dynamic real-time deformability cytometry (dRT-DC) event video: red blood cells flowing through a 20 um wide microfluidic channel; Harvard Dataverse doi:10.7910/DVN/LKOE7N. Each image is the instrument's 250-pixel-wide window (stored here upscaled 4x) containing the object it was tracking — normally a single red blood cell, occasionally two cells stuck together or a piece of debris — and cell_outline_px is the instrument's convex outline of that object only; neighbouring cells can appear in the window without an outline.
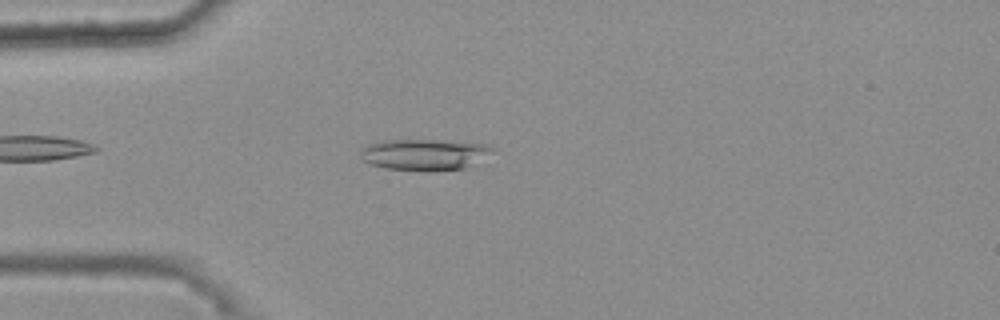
{"species": "common noctule bat (a hibernating species)", "species_latin": "Nyctalus noctula", "temperature_condition": "warm", "stored_images_in_passage": 39, "camera_frame_rate_fps": 3000, "um_per_image_px": 0.085, "animal": {"sex": "female", "body_mass_g": 25.1}, "frame": {"image": 1, "passage_image": 8, "time_ms": 2.333, "image_size_px": [1000, 320], "cell_outline_px": [[492, 152], [464, 168], [432, 172], [384, 168], [372, 164], [364, 160], [360, 156], [360, 152], [368, 144], [380, 140], [436, 140], [484, 144], [492, 148]], "centroid_in_image_um": [36.01, 13.14], "position_along_channel_um": 49.0, "area_um2": 23.76}}
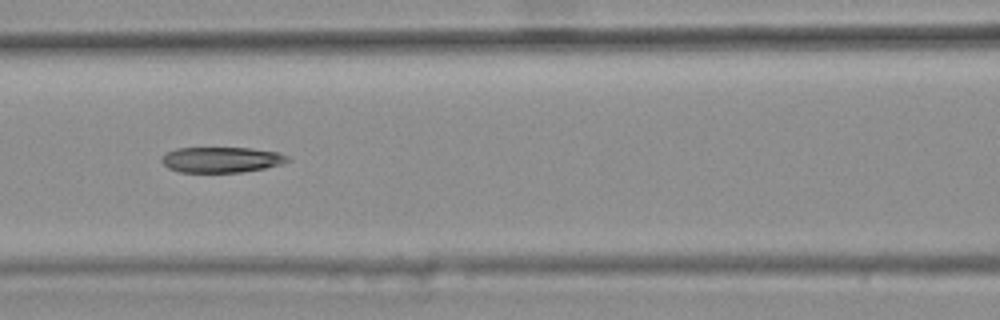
{"frame": {"image": 2, "passage_image": 17, "time_ms": 5.333, "image_size_px": [1000, 320], "cell_outline_px": [[292, 160], [284, 164], [264, 168], [240, 172], [180, 172], [168, 168], [160, 160], [160, 156], [176, 148], [252, 148], [276, 152], [288, 156]], "centroid_in_image_um": [18.83, 13.57], "position_along_channel_um": 147.8, "area_um2": 18.84}}
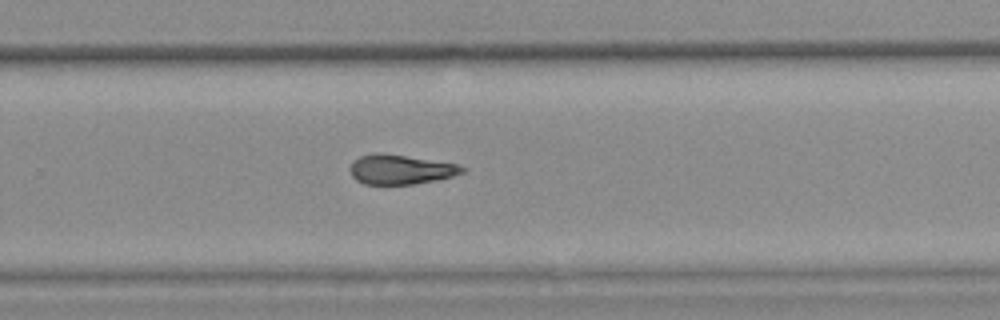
{"frame": {"image": 3, "passage_image": 29, "time_ms": 9.333, "image_size_px": [1000, 320], "cell_outline_px": [[468, 168], [464, 172], [452, 176], [436, 180], [412, 184], [364, 184], [356, 180], [352, 176], [352, 164], [360, 156], [376, 152], [380, 152], [456, 164]], "centroid_in_image_um": [34.07, 14.41], "position_along_channel_um": 295.7, "area_um2": 19.02}, "authors_computed_cell_mechanics": {"area_um2": 19.7676, "velocity_mm_per_s": 3.7034, "shape_relaxation_time_tau1_ms": null, "shape_relaxation_time_tau2_ms": 5.2177, "deformation_change_tau1": null, "deformation_change_tau2": 0.1467}}